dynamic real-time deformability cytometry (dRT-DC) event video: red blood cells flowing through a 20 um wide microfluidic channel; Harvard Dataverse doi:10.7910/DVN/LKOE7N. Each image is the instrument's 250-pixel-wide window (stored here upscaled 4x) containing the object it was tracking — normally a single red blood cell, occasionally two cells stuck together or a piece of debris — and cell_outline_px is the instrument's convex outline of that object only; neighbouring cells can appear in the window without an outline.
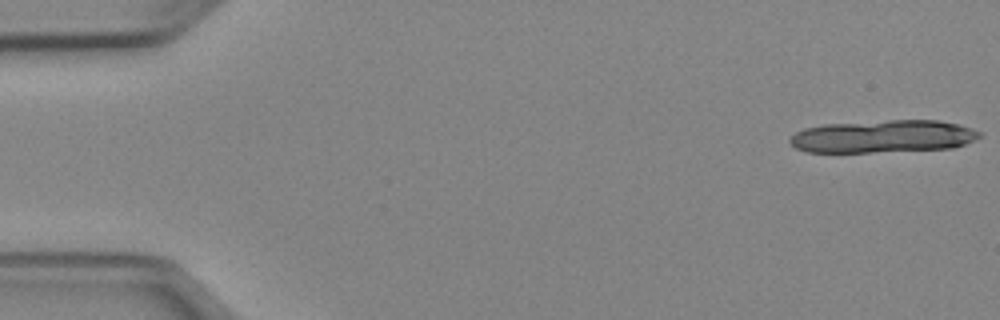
{"species": "Egyptian fruit bat (a non-hibernating species)", "species_latin": "Rousettus aegyptiacus", "temperature_condition": "cold", "stored_images_in_passage": 8, "camera_frame_rate_fps": 3000, "um_per_image_px": 0.085, "animal": {"sex": "female"}, "frame": {"image": 1, "passage_image": 1, "time_ms": 0.0, "image_size_px": [1000, 320], "cell_outline_px": [[984, 136], [976, 140], [952, 148], [872, 152], [804, 152], [796, 148], [788, 140], [796, 132], [804, 128], [824, 124], [888, 120], [940, 120], [960, 124], [972, 128], [980, 132]], "centroid_in_image_um": [75.09, 11.59], "position_along_channel_um": 9.9, "area_um2": 36.3}}